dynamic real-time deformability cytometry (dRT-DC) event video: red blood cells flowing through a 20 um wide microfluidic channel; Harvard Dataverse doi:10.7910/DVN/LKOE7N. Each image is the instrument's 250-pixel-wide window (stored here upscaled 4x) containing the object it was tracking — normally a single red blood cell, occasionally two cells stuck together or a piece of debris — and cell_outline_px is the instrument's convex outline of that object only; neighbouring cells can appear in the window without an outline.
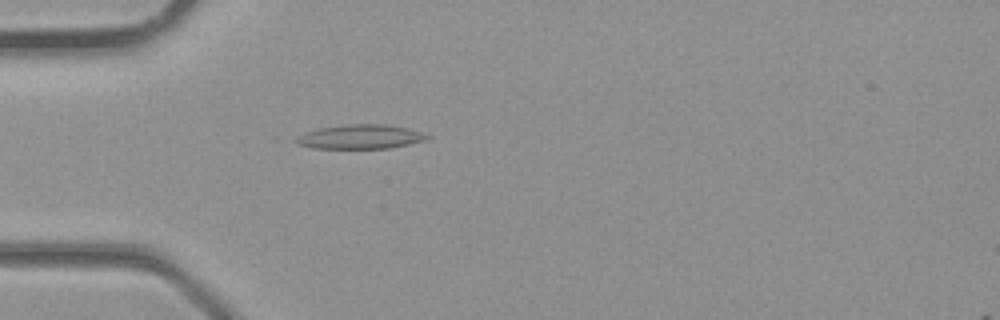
{"species": "common noctule bat (a hibernating species)", "species_latin": "Nyctalus noctula", "temperature_condition": "room temperature", "stored_images_in_passage": 3, "camera_frame_rate_fps": 3000, "um_per_image_px": 0.085, "animal": {"sex": "male", "body_mass_g": 23.1, "forearm_length_mm": 52.7}, "frame": {"image": 1, "passage_image": 3, "time_ms": 0.667, "image_size_px": [1000, 320], "cell_outline_px": [[432, 136], [428, 140], [388, 148], [312, 148], [296, 144], [288, 140], [304, 132], [320, 128], [348, 124], [384, 124], [404, 128], [420, 132]], "centroid_in_image_um": [30.53, 11.63], "position_along_channel_um": 54.5, "area_um2": 18.61}}